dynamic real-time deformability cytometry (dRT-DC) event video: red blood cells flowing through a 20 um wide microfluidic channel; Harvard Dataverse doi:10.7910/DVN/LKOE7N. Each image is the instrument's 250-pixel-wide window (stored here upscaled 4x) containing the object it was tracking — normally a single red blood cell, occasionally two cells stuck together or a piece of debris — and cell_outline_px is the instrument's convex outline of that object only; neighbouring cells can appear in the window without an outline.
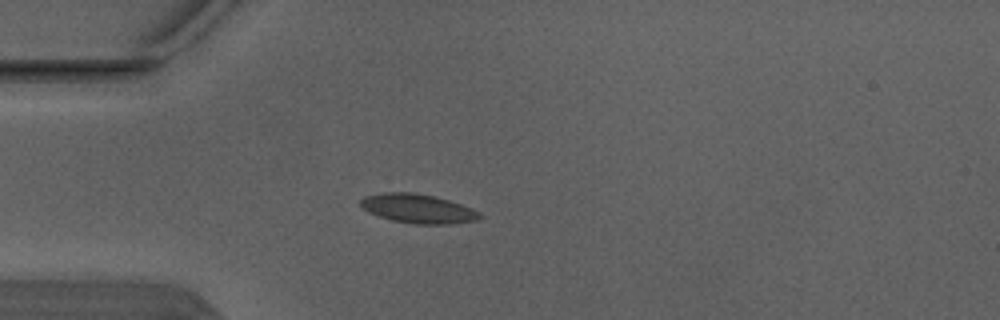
{"species": "Egyptian fruit bat (a non-hibernating species)", "species_latin": "Rousettus aegyptiacus", "temperature_condition": "warm", "stored_images_in_passage": 1, "camera_frame_rate_fps": 3000, "um_per_image_px": 0.085, "animal": {"sex": "male"}, "frame": {"image": 1, "passage_image": 1, "time_ms": 0.0, "image_size_px": [1000, 320], "cell_outline_px": [[484, 216], [476, 220], [452, 224], [412, 224], [392, 220], [368, 212], [360, 204], [360, 200], [364, 196], [388, 192], [412, 192], [436, 196], [472, 208], [480, 212]], "centroid_in_image_um": [35.55, 17.73], "position_along_channel_um": 49.4, "area_um2": 20.23}}